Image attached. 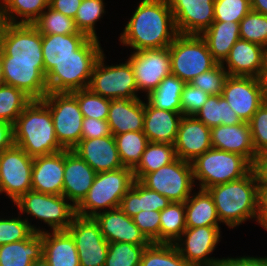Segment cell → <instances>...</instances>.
I'll use <instances>...</instances> for the list:
<instances>
[{
    "label": "cell",
    "mask_w": 267,
    "mask_h": 266,
    "mask_svg": "<svg viewBox=\"0 0 267 266\" xmlns=\"http://www.w3.org/2000/svg\"><path fill=\"white\" fill-rule=\"evenodd\" d=\"M31 101L29 96L16 87L7 84L0 86V120L14 124Z\"/></svg>",
    "instance_id": "43"
},
{
    "label": "cell",
    "mask_w": 267,
    "mask_h": 266,
    "mask_svg": "<svg viewBox=\"0 0 267 266\" xmlns=\"http://www.w3.org/2000/svg\"><path fill=\"white\" fill-rule=\"evenodd\" d=\"M96 174L76 152L64 149L63 196L75 207L87 195Z\"/></svg>",
    "instance_id": "22"
},
{
    "label": "cell",
    "mask_w": 267,
    "mask_h": 266,
    "mask_svg": "<svg viewBox=\"0 0 267 266\" xmlns=\"http://www.w3.org/2000/svg\"><path fill=\"white\" fill-rule=\"evenodd\" d=\"M196 119L212 128L219 125H236L243 123L236 112L221 95H209L202 108L194 115Z\"/></svg>",
    "instance_id": "36"
},
{
    "label": "cell",
    "mask_w": 267,
    "mask_h": 266,
    "mask_svg": "<svg viewBox=\"0 0 267 266\" xmlns=\"http://www.w3.org/2000/svg\"><path fill=\"white\" fill-rule=\"evenodd\" d=\"M66 231L74 239L80 266H105L109 242L94 217L76 214Z\"/></svg>",
    "instance_id": "14"
},
{
    "label": "cell",
    "mask_w": 267,
    "mask_h": 266,
    "mask_svg": "<svg viewBox=\"0 0 267 266\" xmlns=\"http://www.w3.org/2000/svg\"><path fill=\"white\" fill-rule=\"evenodd\" d=\"M81 2L82 0H49V6L53 10L74 19Z\"/></svg>",
    "instance_id": "56"
},
{
    "label": "cell",
    "mask_w": 267,
    "mask_h": 266,
    "mask_svg": "<svg viewBox=\"0 0 267 266\" xmlns=\"http://www.w3.org/2000/svg\"><path fill=\"white\" fill-rule=\"evenodd\" d=\"M43 230L42 256L50 266H80L74 239L67 231Z\"/></svg>",
    "instance_id": "29"
},
{
    "label": "cell",
    "mask_w": 267,
    "mask_h": 266,
    "mask_svg": "<svg viewBox=\"0 0 267 266\" xmlns=\"http://www.w3.org/2000/svg\"><path fill=\"white\" fill-rule=\"evenodd\" d=\"M173 144L148 142L138 165L133 169L135 180H140L146 173H152L176 159Z\"/></svg>",
    "instance_id": "37"
},
{
    "label": "cell",
    "mask_w": 267,
    "mask_h": 266,
    "mask_svg": "<svg viewBox=\"0 0 267 266\" xmlns=\"http://www.w3.org/2000/svg\"><path fill=\"white\" fill-rule=\"evenodd\" d=\"M253 169L257 175L259 187H267V151L257 155Z\"/></svg>",
    "instance_id": "58"
},
{
    "label": "cell",
    "mask_w": 267,
    "mask_h": 266,
    "mask_svg": "<svg viewBox=\"0 0 267 266\" xmlns=\"http://www.w3.org/2000/svg\"><path fill=\"white\" fill-rule=\"evenodd\" d=\"M14 142L31 157L64 150L56 138L50 110L42 100H32L18 116Z\"/></svg>",
    "instance_id": "3"
},
{
    "label": "cell",
    "mask_w": 267,
    "mask_h": 266,
    "mask_svg": "<svg viewBox=\"0 0 267 266\" xmlns=\"http://www.w3.org/2000/svg\"><path fill=\"white\" fill-rule=\"evenodd\" d=\"M248 123L255 152L259 154L267 151V100L257 109Z\"/></svg>",
    "instance_id": "51"
},
{
    "label": "cell",
    "mask_w": 267,
    "mask_h": 266,
    "mask_svg": "<svg viewBox=\"0 0 267 266\" xmlns=\"http://www.w3.org/2000/svg\"><path fill=\"white\" fill-rule=\"evenodd\" d=\"M127 60L133 68L138 92L146 93L145 97L172 74L169 47L133 51Z\"/></svg>",
    "instance_id": "15"
},
{
    "label": "cell",
    "mask_w": 267,
    "mask_h": 266,
    "mask_svg": "<svg viewBox=\"0 0 267 266\" xmlns=\"http://www.w3.org/2000/svg\"><path fill=\"white\" fill-rule=\"evenodd\" d=\"M211 128L194 116H183L174 143L176 157L192 162L212 148Z\"/></svg>",
    "instance_id": "21"
},
{
    "label": "cell",
    "mask_w": 267,
    "mask_h": 266,
    "mask_svg": "<svg viewBox=\"0 0 267 266\" xmlns=\"http://www.w3.org/2000/svg\"><path fill=\"white\" fill-rule=\"evenodd\" d=\"M33 25L42 35L85 34L77 29L73 18L53 10L50 6L42 12Z\"/></svg>",
    "instance_id": "42"
},
{
    "label": "cell",
    "mask_w": 267,
    "mask_h": 266,
    "mask_svg": "<svg viewBox=\"0 0 267 266\" xmlns=\"http://www.w3.org/2000/svg\"><path fill=\"white\" fill-rule=\"evenodd\" d=\"M1 52L2 57H10V62L44 63L42 34L33 24L6 23Z\"/></svg>",
    "instance_id": "13"
},
{
    "label": "cell",
    "mask_w": 267,
    "mask_h": 266,
    "mask_svg": "<svg viewBox=\"0 0 267 266\" xmlns=\"http://www.w3.org/2000/svg\"><path fill=\"white\" fill-rule=\"evenodd\" d=\"M14 145V124L0 120V153Z\"/></svg>",
    "instance_id": "57"
},
{
    "label": "cell",
    "mask_w": 267,
    "mask_h": 266,
    "mask_svg": "<svg viewBox=\"0 0 267 266\" xmlns=\"http://www.w3.org/2000/svg\"><path fill=\"white\" fill-rule=\"evenodd\" d=\"M89 38L90 37L86 34L42 35V54L45 75L60 60L74 56V52Z\"/></svg>",
    "instance_id": "30"
},
{
    "label": "cell",
    "mask_w": 267,
    "mask_h": 266,
    "mask_svg": "<svg viewBox=\"0 0 267 266\" xmlns=\"http://www.w3.org/2000/svg\"><path fill=\"white\" fill-rule=\"evenodd\" d=\"M32 266H50L48 264V262L44 259V257L42 256L40 259L38 260H35L33 263H32Z\"/></svg>",
    "instance_id": "62"
},
{
    "label": "cell",
    "mask_w": 267,
    "mask_h": 266,
    "mask_svg": "<svg viewBox=\"0 0 267 266\" xmlns=\"http://www.w3.org/2000/svg\"><path fill=\"white\" fill-rule=\"evenodd\" d=\"M33 157L14 145L0 153V194L14 203L32 190Z\"/></svg>",
    "instance_id": "12"
},
{
    "label": "cell",
    "mask_w": 267,
    "mask_h": 266,
    "mask_svg": "<svg viewBox=\"0 0 267 266\" xmlns=\"http://www.w3.org/2000/svg\"><path fill=\"white\" fill-rule=\"evenodd\" d=\"M139 266H190L174 244L150 243L143 251Z\"/></svg>",
    "instance_id": "41"
},
{
    "label": "cell",
    "mask_w": 267,
    "mask_h": 266,
    "mask_svg": "<svg viewBox=\"0 0 267 266\" xmlns=\"http://www.w3.org/2000/svg\"><path fill=\"white\" fill-rule=\"evenodd\" d=\"M251 10L267 15V0H250Z\"/></svg>",
    "instance_id": "60"
},
{
    "label": "cell",
    "mask_w": 267,
    "mask_h": 266,
    "mask_svg": "<svg viewBox=\"0 0 267 266\" xmlns=\"http://www.w3.org/2000/svg\"><path fill=\"white\" fill-rule=\"evenodd\" d=\"M209 94L194 87L190 83H185L181 94V114L183 116H194L207 101Z\"/></svg>",
    "instance_id": "53"
},
{
    "label": "cell",
    "mask_w": 267,
    "mask_h": 266,
    "mask_svg": "<svg viewBox=\"0 0 267 266\" xmlns=\"http://www.w3.org/2000/svg\"><path fill=\"white\" fill-rule=\"evenodd\" d=\"M265 99L267 100V58L265 61L264 71L261 77Z\"/></svg>",
    "instance_id": "61"
},
{
    "label": "cell",
    "mask_w": 267,
    "mask_h": 266,
    "mask_svg": "<svg viewBox=\"0 0 267 266\" xmlns=\"http://www.w3.org/2000/svg\"><path fill=\"white\" fill-rule=\"evenodd\" d=\"M29 218L22 219L21 214L17 217L1 218L0 216V246L3 244L18 242L28 239L34 232L42 233L43 228L32 225Z\"/></svg>",
    "instance_id": "44"
},
{
    "label": "cell",
    "mask_w": 267,
    "mask_h": 266,
    "mask_svg": "<svg viewBox=\"0 0 267 266\" xmlns=\"http://www.w3.org/2000/svg\"><path fill=\"white\" fill-rule=\"evenodd\" d=\"M220 226L186 228L174 243L190 266H216L221 258L210 257L221 239Z\"/></svg>",
    "instance_id": "16"
},
{
    "label": "cell",
    "mask_w": 267,
    "mask_h": 266,
    "mask_svg": "<svg viewBox=\"0 0 267 266\" xmlns=\"http://www.w3.org/2000/svg\"><path fill=\"white\" fill-rule=\"evenodd\" d=\"M5 24H6L5 20L0 15V51H1V38H2Z\"/></svg>",
    "instance_id": "64"
},
{
    "label": "cell",
    "mask_w": 267,
    "mask_h": 266,
    "mask_svg": "<svg viewBox=\"0 0 267 266\" xmlns=\"http://www.w3.org/2000/svg\"><path fill=\"white\" fill-rule=\"evenodd\" d=\"M3 79V61H2V52L0 51V86L4 85Z\"/></svg>",
    "instance_id": "63"
},
{
    "label": "cell",
    "mask_w": 267,
    "mask_h": 266,
    "mask_svg": "<svg viewBox=\"0 0 267 266\" xmlns=\"http://www.w3.org/2000/svg\"><path fill=\"white\" fill-rule=\"evenodd\" d=\"M212 196L218 218L228 228L250 219L258 223L259 184L252 169L246 176L206 189Z\"/></svg>",
    "instance_id": "2"
},
{
    "label": "cell",
    "mask_w": 267,
    "mask_h": 266,
    "mask_svg": "<svg viewBox=\"0 0 267 266\" xmlns=\"http://www.w3.org/2000/svg\"><path fill=\"white\" fill-rule=\"evenodd\" d=\"M14 205L19 214H27L47 224L51 231H66L74 216L76 207L63 195L28 191Z\"/></svg>",
    "instance_id": "8"
},
{
    "label": "cell",
    "mask_w": 267,
    "mask_h": 266,
    "mask_svg": "<svg viewBox=\"0 0 267 266\" xmlns=\"http://www.w3.org/2000/svg\"><path fill=\"white\" fill-rule=\"evenodd\" d=\"M42 254V233L34 232L26 240L0 246V266H32Z\"/></svg>",
    "instance_id": "33"
},
{
    "label": "cell",
    "mask_w": 267,
    "mask_h": 266,
    "mask_svg": "<svg viewBox=\"0 0 267 266\" xmlns=\"http://www.w3.org/2000/svg\"><path fill=\"white\" fill-rule=\"evenodd\" d=\"M49 6V0H0V15L6 23L33 24Z\"/></svg>",
    "instance_id": "35"
},
{
    "label": "cell",
    "mask_w": 267,
    "mask_h": 266,
    "mask_svg": "<svg viewBox=\"0 0 267 266\" xmlns=\"http://www.w3.org/2000/svg\"><path fill=\"white\" fill-rule=\"evenodd\" d=\"M221 96L243 122H249L266 100L261 78L255 77L228 76Z\"/></svg>",
    "instance_id": "17"
},
{
    "label": "cell",
    "mask_w": 267,
    "mask_h": 266,
    "mask_svg": "<svg viewBox=\"0 0 267 266\" xmlns=\"http://www.w3.org/2000/svg\"><path fill=\"white\" fill-rule=\"evenodd\" d=\"M104 4V0H82L74 17L75 25L80 32L90 38L99 39L96 33V23L106 13Z\"/></svg>",
    "instance_id": "45"
},
{
    "label": "cell",
    "mask_w": 267,
    "mask_h": 266,
    "mask_svg": "<svg viewBox=\"0 0 267 266\" xmlns=\"http://www.w3.org/2000/svg\"><path fill=\"white\" fill-rule=\"evenodd\" d=\"M94 219L97 221L102 235L109 243L150 244L132 218L127 216L120 208L99 213Z\"/></svg>",
    "instance_id": "26"
},
{
    "label": "cell",
    "mask_w": 267,
    "mask_h": 266,
    "mask_svg": "<svg viewBox=\"0 0 267 266\" xmlns=\"http://www.w3.org/2000/svg\"><path fill=\"white\" fill-rule=\"evenodd\" d=\"M4 83L22 90L32 100H42L48 93L44 63L10 62L2 57Z\"/></svg>",
    "instance_id": "19"
},
{
    "label": "cell",
    "mask_w": 267,
    "mask_h": 266,
    "mask_svg": "<svg viewBox=\"0 0 267 266\" xmlns=\"http://www.w3.org/2000/svg\"><path fill=\"white\" fill-rule=\"evenodd\" d=\"M64 150L33 157L32 191L63 195Z\"/></svg>",
    "instance_id": "25"
},
{
    "label": "cell",
    "mask_w": 267,
    "mask_h": 266,
    "mask_svg": "<svg viewBox=\"0 0 267 266\" xmlns=\"http://www.w3.org/2000/svg\"><path fill=\"white\" fill-rule=\"evenodd\" d=\"M133 222L150 243H159L160 211H140Z\"/></svg>",
    "instance_id": "52"
},
{
    "label": "cell",
    "mask_w": 267,
    "mask_h": 266,
    "mask_svg": "<svg viewBox=\"0 0 267 266\" xmlns=\"http://www.w3.org/2000/svg\"><path fill=\"white\" fill-rule=\"evenodd\" d=\"M105 59L103 52L93 68L88 89L110 100L140 98L130 62L126 59L124 63L106 65Z\"/></svg>",
    "instance_id": "9"
},
{
    "label": "cell",
    "mask_w": 267,
    "mask_h": 266,
    "mask_svg": "<svg viewBox=\"0 0 267 266\" xmlns=\"http://www.w3.org/2000/svg\"><path fill=\"white\" fill-rule=\"evenodd\" d=\"M147 246L123 242L109 243L105 266H139Z\"/></svg>",
    "instance_id": "46"
},
{
    "label": "cell",
    "mask_w": 267,
    "mask_h": 266,
    "mask_svg": "<svg viewBox=\"0 0 267 266\" xmlns=\"http://www.w3.org/2000/svg\"><path fill=\"white\" fill-rule=\"evenodd\" d=\"M250 11V0H215L214 21L240 22Z\"/></svg>",
    "instance_id": "49"
},
{
    "label": "cell",
    "mask_w": 267,
    "mask_h": 266,
    "mask_svg": "<svg viewBox=\"0 0 267 266\" xmlns=\"http://www.w3.org/2000/svg\"><path fill=\"white\" fill-rule=\"evenodd\" d=\"M103 52L99 39L89 38L74 56L60 60L46 74L48 92L87 89L93 68Z\"/></svg>",
    "instance_id": "4"
},
{
    "label": "cell",
    "mask_w": 267,
    "mask_h": 266,
    "mask_svg": "<svg viewBox=\"0 0 267 266\" xmlns=\"http://www.w3.org/2000/svg\"><path fill=\"white\" fill-rule=\"evenodd\" d=\"M184 85V81L171 74L144 99L158 109L181 112V94Z\"/></svg>",
    "instance_id": "38"
},
{
    "label": "cell",
    "mask_w": 267,
    "mask_h": 266,
    "mask_svg": "<svg viewBox=\"0 0 267 266\" xmlns=\"http://www.w3.org/2000/svg\"><path fill=\"white\" fill-rule=\"evenodd\" d=\"M96 173L112 171L123 167L114 136L81 139L72 149Z\"/></svg>",
    "instance_id": "23"
},
{
    "label": "cell",
    "mask_w": 267,
    "mask_h": 266,
    "mask_svg": "<svg viewBox=\"0 0 267 266\" xmlns=\"http://www.w3.org/2000/svg\"><path fill=\"white\" fill-rule=\"evenodd\" d=\"M258 224L267 229V187H259Z\"/></svg>",
    "instance_id": "59"
},
{
    "label": "cell",
    "mask_w": 267,
    "mask_h": 266,
    "mask_svg": "<svg viewBox=\"0 0 267 266\" xmlns=\"http://www.w3.org/2000/svg\"><path fill=\"white\" fill-rule=\"evenodd\" d=\"M266 58V48L259 44L239 39L221 64L227 71L228 76L261 78Z\"/></svg>",
    "instance_id": "20"
},
{
    "label": "cell",
    "mask_w": 267,
    "mask_h": 266,
    "mask_svg": "<svg viewBox=\"0 0 267 266\" xmlns=\"http://www.w3.org/2000/svg\"><path fill=\"white\" fill-rule=\"evenodd\" d=\"M218 266H267V257L238 256L223 257L219 260Z\"/></svg>",
    "instance_id": "55"
},
{
    "label": "cell",
    "mask_w": 267,
    "mask_h": 266,
    "mask_svg": "<svg viewBox=\"0 0 267 266\" xmlns=\"http://www.w3.org/2000/svg\"><path fill=\"white\" fill-rule=\"evenodd\" d=\"M110 135L111 132L107 120L89 117L83 119L81 139L101 138Z\"/></svg>",
    "instance_id": "54"
},
{
    "label": "cell",
    "mask_w": 267,
    "mask_h": 266,
    "mask_svg": "<svg viewBox=\"0 0 267 266\" xmlns=\"http://www.w3.org/2000/svg\"><path fill=\"white\" fill-rule=\"evenodd\" d=\"M239 24L240 39L267 49V15L251 10Z\"/></svg>",
    "instance_id": "48"
},
{
    "label": "cell",
    "mask_w": 267,
    "mask_h": 266,
    "mask_svg": "<svg viewBox=\"0 0 267 266\" xmlns=\"http://www.w3.org/2000/svg\"><path fill=\"white\" fill-rule=\"evenodd\" d=\"M183 115L181 112L158 109L144 101V129L148 142L173 144Z\"/></svg>",
    "instance_id": "27"
},
{
    "label": "cell",
    "mask_w": 267,
    "mask_h": 266,
    "mask_svg": "<svg viewBox=\"0 0 267 266\" xmlns=\"http://www.w3.org/2000/svg\"><path fill=\"white\" fill-rule=\"evenodd\" d=\"M192 163L194 183L198 189L238 180L246 176L253 165L243 156L211 148L198 156ZM197 180V181H195Z\"/></svg>",
    "instance_id": "6"
},
{
    "label": "cell",
    "mask_w": 267,
    "mask_h": 266,
    "mask_svg": "<svg viewBox=\"0 0 267 266\" xmlns=\"http://www.w3.org/2000/svg\"><path fill=\"white\" fill-rule=\"evenodd\" d=\"M179 35L167 0H141L119 42L134 51L169 47Z\"/></svg>",
    "instance_id": "1"
},
{
    "label": "cell",
    "mask_w": 267,
    "mask_h": 266,
    "mask_svg": "<svg viewBox=\"0 0 267 266\" xmlns=\"http://www.w3.org/2000/svg\"><path fill=\"white\" fill-rule=\"evenodd\" d=\"M76 99L84 118L107 120L110 99L91 92L88 88L70 92Z\"/></svg>",
    "instance_id": "47"
},
{
    "label": "cell",
    "mask_w": 267,
    "mask_h": 266,
    "mask_svg": "<svg viewBox=\"0 0 267 266\" xmlns=\"http://www.w3.org/2000/svg\"><path fill=\"white\" fill-rule=\"evenodd\" d=\"M179 34L201 35L214 22L215 0H167Z\"/></svg>",
    "instance_id": "18"
},
{
    "label": "cell",
    "mask_w": 267,
    "mask_h": 266,
    "mask_svg": "<svg viewBox=\"0 0 267 266\" xmlns=\"http://www.w3.org/2000/svg\"><path fill=\"white\" fill-rule=\"evenodd\" d=\"M42 101L50 110L59 144L72 150L81 140L83 114L70 92H48Z\"/></svg>",
    "instance_id": "10"
},
{
    "label": "cell",
    "mask_w": 267,
    "mask_h": 266,
    "mask_svg": "<svg viewBox=\"0 0 267 266\" xmlns=\"http://www.w3.org/2000/svg\"><path fill=\"white\" fill-rule=\"evenodd\" d=\"M107 122L112 135L144 129V100L117 98L110 101Z\"/></svg>",
    "instance_id": "28"
},
{
    "label": "cell",
    "mask_w": 267,
    "mask_h": 266,
    "mask_svg": "<svg viewBox=\"0 0 267 266\" xmlns=\"http://www.w3.org/2000/svg\"><path fill=\"white\" fill-rule=\"evenodd\" d=\"M184 205L187 228L220 226L213 198L207 190L193 191Z\"/></svg>",
    "instance_id": "34"
},
{
    "label": "cell",
    "mask_w": 267,
    "mask_h": 266,
    "mask_svg": "<svg viewBox=\"0 0 267 266\" xmlns=\"http://www.w3.org/2000/svg\"><path fill=\"white\" fill-rule=\"evenodd\" d=\"M240 22L214 21L200 36L206 41L212 57L222 63L240 39Z\"/></svg>",
    "instance_id": "32"
},
{
    "label": "cell",
    "mask_w": 267,
    "mask_h": 266,
    "mask_svg": "<svg viewBox=\"0 0 267 266\" xmlns=\"http://www.w3.org/2000/svg\"><path fill=\"white\" fill-rule=\"evenodd\" d=\"M171 73L185 83L212 69L218 62L212 57L200 35L179 34L169 46Z\"/></svg>",
    "instance_id": "7"
},
{
    "label": "cell",
    "mask_w": 267,
    "mask_h": 266,
    "mask_svg": "<svg viewBox=\"0 0 267 266\" xmlns=\"http://www.w3.org/2000/svg\"><path fill=\"white\" fill-rule=\"evenodd\" d=\"M210 137L212 148L239 154L254 165L258 154L253 147L248 122L212 127Z\"/></svg>",
    "instance_id": "24"
},
{
    "label": "cell",
    "mask_w": 267,
    "mask_h": 266,
    "mask_svg": "<svg viewBox=\"0 0 267 266\" xmlns=\"http://www.w3.org/2000/svg\"><path fill=\"white\" fill-rule=\"evenodd\" d=\"M113 136L123 167L133 170L140 162L148 144L147 136L143 131H129Z\"/></svg>",
    "instance_id": "40"
},
{
    "label": "cell",
    "mask_w": 267,
    "mask_h": 266,
    "mask_svg": "<svg viewBox=\"0 0 267 266\" xmlns=\"http://www.w3.org/2000/svg\"><path fill=\"white\" fill-rule=\"evenodd\" d=\"M186 228L184 202H171L160 211L159 243L174 244Z\"/></svg>",
    "instance_id": "39"
},
{
    "label": "cell",
    "mask_w": 267,
    "mask_h": 266,
    "mask_svg": "<svg viewBox=\"0 0 267 266\" xmlns=\"http://www.w3.org/2000/svg\"><path fill=\"white\" fill-rule=\"evenodd\" d=\"M134 180L133 170L127 167L98 172L87 195L76 207V214L95 217L99 213L119 208L121 199Z\"/></svg>",
    "instance_id": "5"
},
{
    "label": "cell",
    "mask_w": 267,
    "mask_h": 266,
    "mask_svg": "<svg viewBox=\"0 0 267 266\" xmlns=\"http://www.w3.org/2000/svg\"><path fill=\"white\" fill-rule=\"evenodd\" d=\"M171 201L156 191L148 189L139 180H134L131 188L121 199L119 208L130 218L140 211H161Z\"/></svg>",
    "instance_id": "31"
},
{
    "label": "cell",
    "mask_w": 267,
    "mask_h": 266,
    "mask_svg": "<svg viewBox=\"0 0 267 266\" xmlns=\"http://www.w3.org/2000/svg\"><path fill=\"white\" fill-rule=\"evenodd\" d=\"M139 181L171 202H185L195 186L192 163L179 158L155 172L146 173Z\"/></svg>",
    "instance_id": "11"
},
{
    "label": "cell",
    "mask_w": 267,
    "mask_h": 266,
    "mask_svg": "<svg viewBox=\"0 0 267 266\" xmlns=\"http://www.w3.org/2000/svg\"><path fill=\"white\" fill-rule=\"evenodd\" d=\"M227 77V71L221 63H217L212 69L193 78L190 84L209 95H221Z\"/></svg>",
    "instance_id": "50"
}]
</instances>
